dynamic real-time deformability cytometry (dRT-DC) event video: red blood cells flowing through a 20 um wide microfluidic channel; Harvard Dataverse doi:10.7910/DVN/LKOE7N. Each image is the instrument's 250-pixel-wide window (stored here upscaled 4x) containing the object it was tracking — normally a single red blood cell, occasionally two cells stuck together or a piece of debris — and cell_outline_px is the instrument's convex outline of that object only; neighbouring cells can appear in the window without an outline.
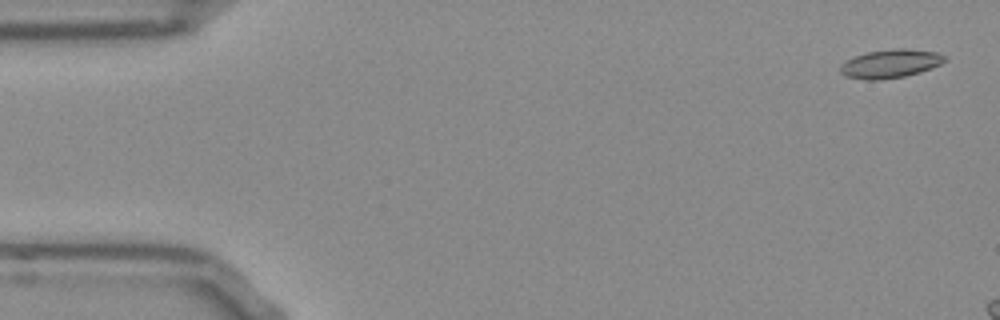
{"species": "Egyptian fruit bat (a non-hibernating species)", "species_latin": "Rousettus aegyptiacus", "temperature_condition": "room temperature", "stored_images_in_passage": 9, "camera_frame_rate_fps": 3000, "um_per_image_px": 0.085, "frame": {"image": 1, "passage_image": 2, "time_ms": 0.333, "image_size_px": [1000, 320], "cell_outline_px": [[944, 60], [940, 64], [920, 72], [904, 76], [880, 80], [864, 80], [848, 76], [840, 72], [840, 64], [844, 60], [852, 56], [868, 52], [892, 48], [908, 48], [936, 52], [944, 56]], "centroid_in_image_um": [75.62, 5.4], "position_along_channel_um": 9.4, "area_um2": 17.4}}